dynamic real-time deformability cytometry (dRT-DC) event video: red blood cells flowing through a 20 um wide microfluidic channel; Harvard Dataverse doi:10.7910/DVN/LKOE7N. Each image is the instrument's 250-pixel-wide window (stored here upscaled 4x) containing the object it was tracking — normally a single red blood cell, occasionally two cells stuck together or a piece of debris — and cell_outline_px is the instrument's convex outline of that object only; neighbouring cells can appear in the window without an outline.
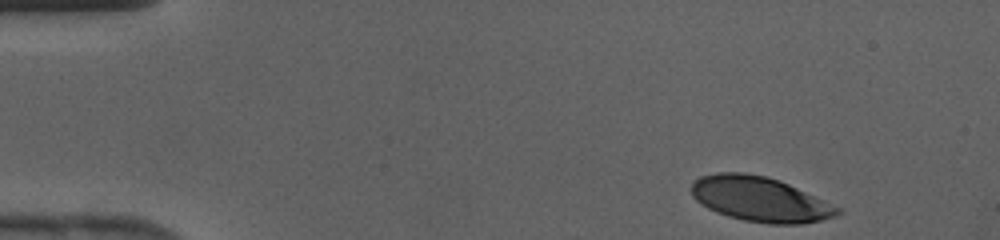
{"species": "human", "species_latin": "Homo sapiens", "temperature_condition": "cold", "stored_images_in_passage": 39, "camera_frame_rate_fps": 3000, "um_per_image_px": 0.085, "donor": {"sex": "female"}, "frame": {"image": 1, "passage_image": 1, "time_ms": 0.0, "image_size_px": [1000, 240], "cell_outline_px": [[844, 212], [836, 216], [820, 220], [800, 224], [768, 224], [744, 220], [728, 216], [716, 212], [700, 204], [692, 196], [692, 184], [700, 176], [716, 172], [744, 172], [768, 176], [788, 184], [844, 208]], "centroid_in_image_um": [64.64, 16.93], "position_along_channel_um": 20.4, "area_um2": 38.49}}
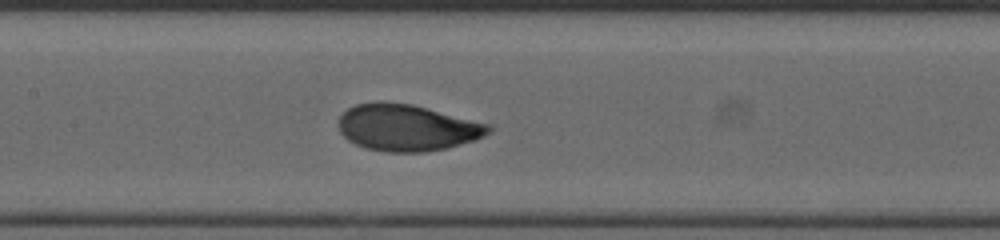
{"frame": {"image": 2, "passage_image": 17, "time_ms": 5.333, "image_size_px": [1000, 240], "cell_outline_px": [[492, 132], [476, 140], [448, 148], [424, 152], [388, 152], [364, 148], [348, 140], [340, 132], [336, 124], [340, 116], [348, 108], [356, 104], [380, 100], [412, 104], [492, 124]], "centroid_in_image_um": [34.61, 10.84], "position_along_channel_um": 172.8, "area_um2": 41.38}}
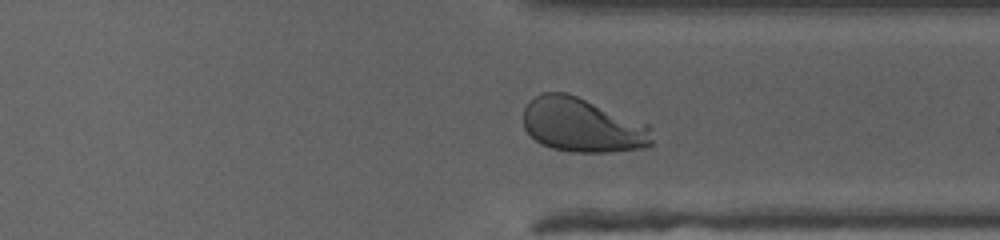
{"frame": {"image": 3, "passage_image": 29, "time_ms": 9.333, "image_size_px": [1000, 240], "cell_outline_px": [[652, 144], [648, 148], [608, 152], [572, 152], [552, 148], [540, 144], [524, 128], [524, 108], [528, 100], [544, 92], [564, 92], [576, 96], [648, 124], [652, 140]], "centroid_in_image_um": [49.49, 10.65], "position_along_channel_um": 361.9, "area_um2": 40.58}}